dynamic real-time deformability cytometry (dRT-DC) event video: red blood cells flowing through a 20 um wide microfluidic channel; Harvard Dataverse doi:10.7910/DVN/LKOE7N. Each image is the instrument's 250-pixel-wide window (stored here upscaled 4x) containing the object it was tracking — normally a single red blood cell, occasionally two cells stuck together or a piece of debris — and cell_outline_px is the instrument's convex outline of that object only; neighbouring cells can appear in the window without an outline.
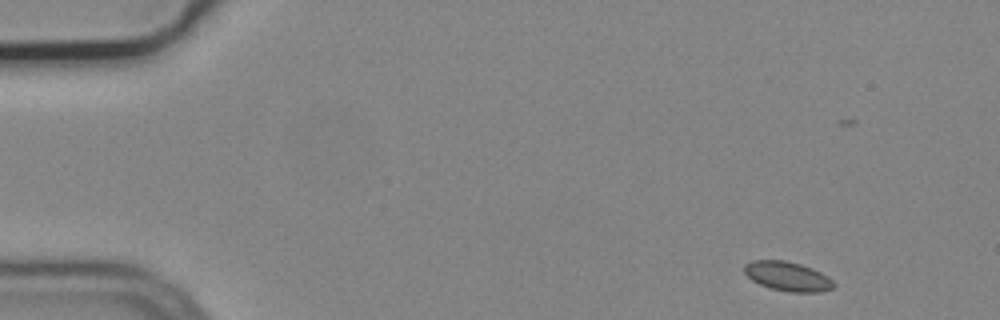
{"species": "common noctule bat (a hibernating species)", "species_latin": "Nyctalus noctula", "temperature_condition": "cold", "stored_images_in_passage": 5, "camera_frame_rate_fps": 3000, "um_per_image_px": 0.085, "animal": {"sex": "male", "body_mass_g": 19.2, "forearm_length_mm": 51.8}, "frame": {"image": 1, "passage_image": 1, "time_ms": 0.0, "image_size_px": [1000, 320], "cell_outline_px": [[836, 284], [832, 288], [820, 292], [788, 292], [772, 288], [760, 284], [752, 280], [744, 272], [744, 264], [752, 260], [784, 260], [800, 264], [812, 268], [828, 276]], "centroid_in_image_um": [66.95, 23.48], "position_along_channel_um": 18.1, "area_um2": 15.26}}
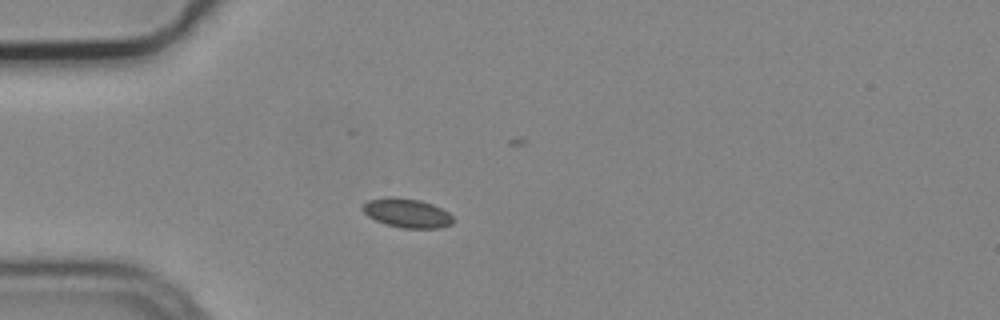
{"frame": {"image": 2, "passage_image": 4, "time_ms": 1.0, "image_size_px": [1000, 320], "cell_outline_px": [[452, 224], [440, 228], [404, 228], [388, 224], [376, 220], [368, 216], [360, 208], [368, 200], [384, 196], [392, 196], [420, 200], [432, 204], [448, 212], [452, 216]], "centroid_in_image_um": [34.57, 18.09], "position_along_channel_um": 50.4, "area_um2": 15.32}}